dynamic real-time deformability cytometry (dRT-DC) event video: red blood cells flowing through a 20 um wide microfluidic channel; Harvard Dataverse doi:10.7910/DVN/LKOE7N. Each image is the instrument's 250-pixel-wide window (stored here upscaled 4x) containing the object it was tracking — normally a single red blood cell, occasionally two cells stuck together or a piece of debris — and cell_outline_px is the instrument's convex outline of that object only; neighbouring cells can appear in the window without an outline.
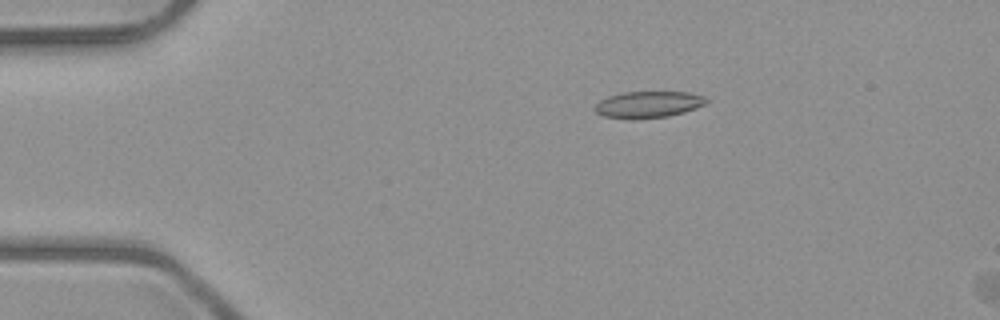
{"species": "common noctule bat (a hibernating species)", "species_latin": "Nyctalus noctula", "temperature_condition": "room temperature", "stored_images_in_passage": 6, "camera_frame_rate_fps": 3000, "um_per_image_px": 0.085, "animal": {"sex": "male", "body_mass_g": 23.1, "forearm_length_mm": 52.7}, "frame": {"image": 1, "passage_image": 5, "time_ms": 1.333, "image_size_px": [1000, 320], "cell_outline_px": [[708, 100], [704, 104], [696, 108], [684, 112], [668, 116], [604, 116], [596, 112], [592, 108], [600, 100], [608, 96], [624, 92], [688, 92], [704, 96]], "centroid_in_image_um": [55.13, 8.83], "position_along_channel_um": 29.9, "area_um2": 16.42}}